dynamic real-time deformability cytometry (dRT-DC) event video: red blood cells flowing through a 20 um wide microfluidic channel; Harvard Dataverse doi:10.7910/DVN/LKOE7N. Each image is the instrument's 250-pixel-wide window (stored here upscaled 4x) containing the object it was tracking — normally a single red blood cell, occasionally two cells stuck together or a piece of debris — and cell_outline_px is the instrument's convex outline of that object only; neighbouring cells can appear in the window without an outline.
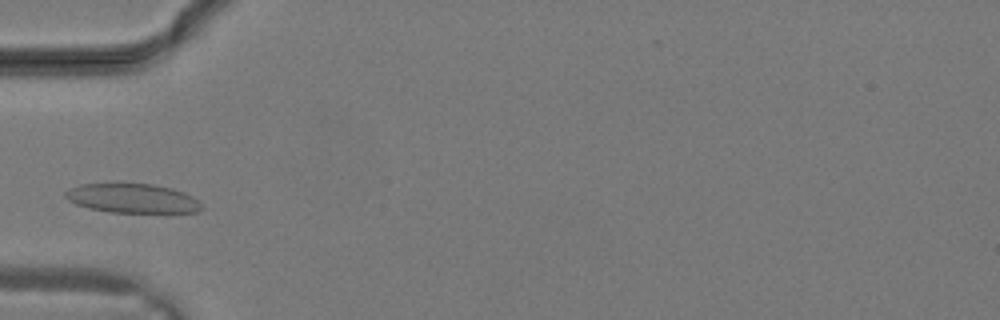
{"species": "common noctule bat (a hibernating species)", "species_latin": "Nyctalus noctula", "temperature_condition": "warm", "stored_images_in_passage": 8, "camera_frame_rate_fps": 3000, "um_per_image_px": 0.085, "animal": {"sex": "male", "body_mass_g": 19.2, "forearm_length_mm": 51.8}, "frame": {"image": 1, "passage_image": 5, "time_ms": 1.333, "image_size_px": [1000, 320], "cell_outline_px": [[204, 208], [200, 212], [108, 212], [88, 208], [76, 204], [68, 200], [64, 196], [64, 192], [80, 184], [152, 184], [172, 188], [192, 196]], "centroid_in_image_um": [11.25, 16.86], "position_along_channel_um": 73.8, "area_um2": 23.0}}
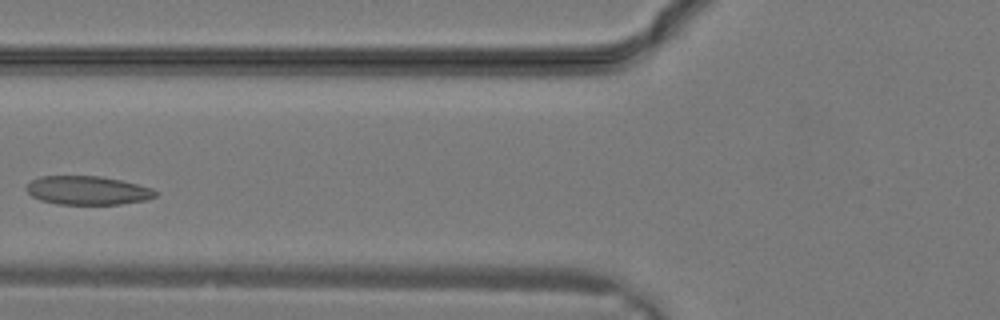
{"frame": {"image": 2, "passage_image": 7, "time_ms": 2.0, "image_size_px": [1000, 320], "cell_outline_px": [[160, 192], [156, 196], [144, 200], [120, 204], [56, 204], [40, 200], [32, 196], [24, 188], [32, 180], [40, 176], [100, 176], [120, 180], [152, 188]], "centroid_in_image_um": [7.43, 16.18], "position_along_channel_um": 118.4, "area_um2": 21.56}}